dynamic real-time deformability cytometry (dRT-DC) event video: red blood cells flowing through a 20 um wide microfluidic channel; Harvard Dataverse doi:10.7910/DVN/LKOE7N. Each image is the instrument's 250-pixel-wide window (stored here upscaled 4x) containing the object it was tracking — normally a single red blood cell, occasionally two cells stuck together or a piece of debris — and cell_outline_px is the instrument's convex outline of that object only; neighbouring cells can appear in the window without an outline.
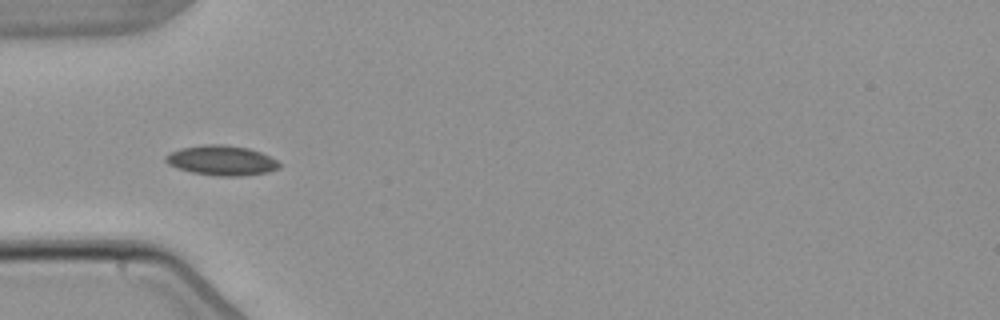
{"species": "common noctule bat (a hibernating species)", "species_latin": "Nyctalus noctula", "temperature_condition": "warm", "stored_images_in_passage": 6, "camera_frame_rate_fps": 3000, "um_per_image_px": 0.085, "animal": {"sex": "male", "body_mass_g": 21.5, "forearm_length_mm": 52.0}, "frame": {"image": 1, "passage_image": 5, "time_ms": 4.667, "image_size_px": [1000, 320], "cell_outline_px": [[280, 168], [268, 172], [240, 176], [216, 176], [192, 172], [176, 168], [168, 164], [164, 160], [164, 156], [168, 152], [180, 148], [204, 144], [224, 144], [248, 148], [260, 152], [276, 160], [280, 164]], "centroid_in_image_um": [18.78, 13.63], "position_along_channel_um": 66.2, "area_um2": 19.94}}
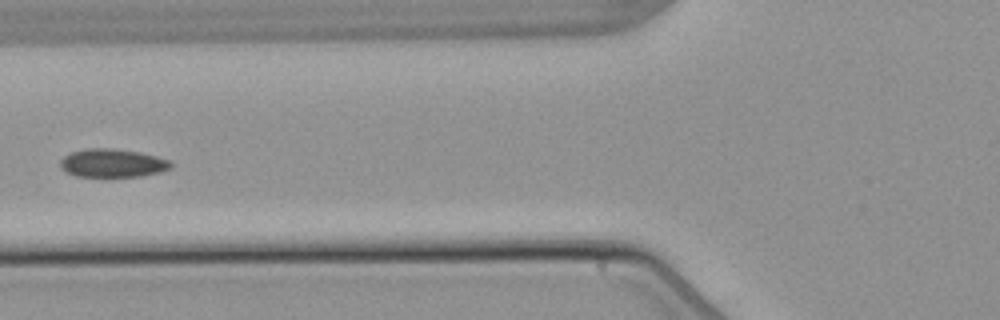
{"frame": {"image": 2, "passage_image": 6, "time_ms": 6.0, "image_size_px": [1000, 320], "cell_outline_px": [[172, 168], [160, 172], [140, 176], [76, 176], [60, 168], [60, 160], [64, 156], [72, 152], [88, 148], [116, 148], [140, 152], [156, 156], [168, 160], [172, 164]], "centroid_in_image_um": [9.57, 13.85], "position_along_channel_um": 116.2, "area_um2": 18.21}}